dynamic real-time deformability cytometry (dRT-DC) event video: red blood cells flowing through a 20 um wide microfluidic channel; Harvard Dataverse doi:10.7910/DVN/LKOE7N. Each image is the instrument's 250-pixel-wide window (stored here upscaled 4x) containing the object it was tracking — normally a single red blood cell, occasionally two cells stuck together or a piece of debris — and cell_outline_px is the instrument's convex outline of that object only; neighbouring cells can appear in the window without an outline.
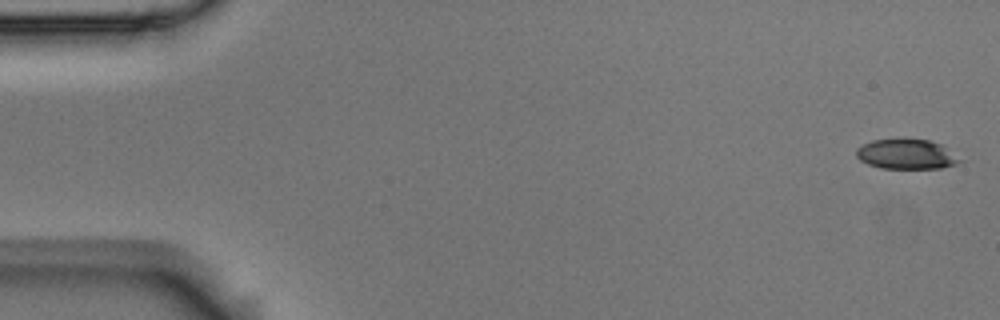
{"species": "Egyptian fruit bat (a non-hibernating species)", "species_latin": "Rousettus aegyptiacus", "temperature_condition": "room temperature", "stored_images_in_passage": 5, "camera_frame_rate_fps": 3000, "um_per_image_px": 0.085, "animal": {"sex": "male"}, "frame": {"image": 1, "passage_image": 1, "time_ms": 0.0, "image_size_px": [1000, 320], "cell_outline_px": [[964, 160], [956, 164], [940, 168], [880, 168], [868, 164], [860, 160], [856, 156], [856, 148], [860, 144], [872, 140], [904, 136], [928, 140], [940, 144]], "centroid_in_image_um": [77.0, 13.06], "position_along_channel_um": 8.0, "area_um2": 18.67}}
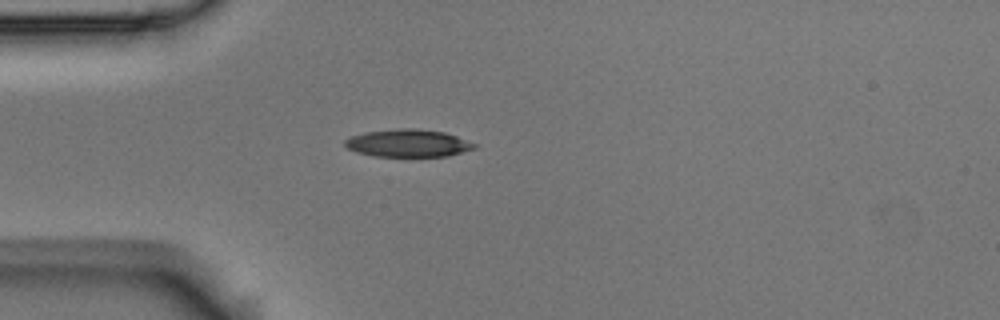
{"frame": {"image": 2, "passage_image": 5, "time_ms": 1.333, "image_size_px": [1000, 320], "cell_outline_px": [[476, 148], [448, 156], [372, 156], [356, 152], [348, 148], [344, 144], [344, 140], [352, 136], [368, 132], [404, 128], [416, 128], [444, 132], [456, 136], [476, 144]], "centroid_in_image_um": [34.69, 12.17], "position_along_channel_um": 50.3, "area_um2": 20.58}}